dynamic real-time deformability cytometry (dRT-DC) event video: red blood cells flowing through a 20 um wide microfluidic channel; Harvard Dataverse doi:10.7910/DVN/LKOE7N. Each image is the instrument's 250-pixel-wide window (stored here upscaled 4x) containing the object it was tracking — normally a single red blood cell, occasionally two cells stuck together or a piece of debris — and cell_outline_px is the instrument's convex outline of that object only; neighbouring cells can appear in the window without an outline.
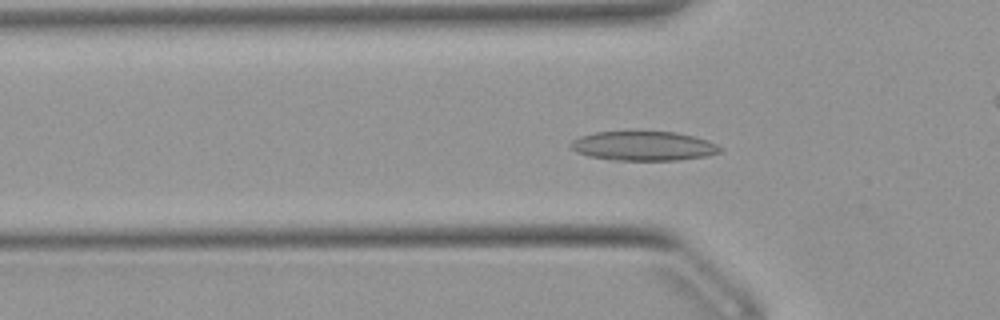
{"species": "Egyptian fruit bat (a non-hibernating species)", "species_latin": "Rousettus aegyptiacus", "temperature_condition": "warm", "stored_images_in_passage": 40, "camera_frame_rate_fps": 3000, "um_per_image_px": 0.085, "animal": {"sex": "female"}, "frame": {"image": 1, "passage_image": 15, "time_ms": 4.667, "image_size_px": [1000, 320], "cell_outline_px": [[724, 148], [720, 152], [708, 156], [680, 160], [608, 160], [588, 156], [576, 152], [568, 144], [572, 140], [580, 136], [596, 132], [676, 132], [708, 140]], "centroid_in_image_um": [54.7, 12.42], "position_along_channel_um": 71.1, "area_um2": 25.66}}
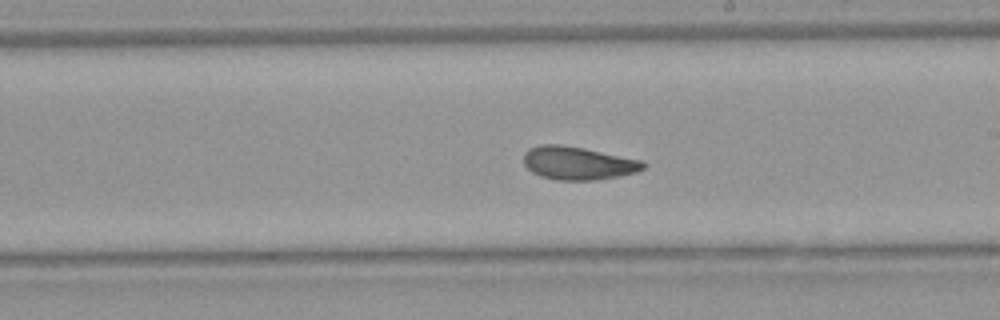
{"frame": {"image": 2, "passage_image": 28, "time_ms": 9.0, "image_size_px": [1000, 320], "cell_outline_px": [[648, 164], [644, 168], [636, 172], [620, 176], [592, 180], [556, 180], [540, 176], [532, 172], [524, 164], [524, 152], [528, 148], [540, 144], [560, 144], [584, 148], [640, 160]], "centroid_in_image_um": [49.1, 13.86], "position_along_channel_um": 239.9, "area_um2": 23.12}}
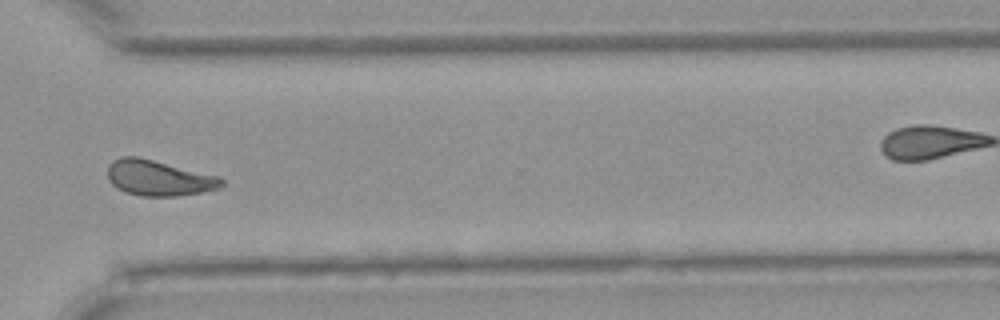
{"frame": {"image": 3, "passage_image": 37, "time_ms": 12.0, "image_size_px": [1000, 320], "cell_outline_px": [[224, 184], [220, 188], [200, 192], [176, 196], [140, 196], [124, 192], [116, 188], [108, 180], [108, 164], [112, 160], [120, 156], [136, 156], [220, 176], [224, 180]], "centroid_in_image_um": [13.47, 15.13], "position_along_channel_um": 357.1, "area_um2": 23.76}, "authors_computed_cell_mechanics": {"area_um2": 23.4668, "velocity_mm_per_s": 3.8953, "shape_relaxation_time_tau1_ms": 4.6563, "shape_relaxation_time_tau2_ms": 2.7617, "deformation_change_tau1": 0.1385, "deformation_change_tau2": 0.0968}}